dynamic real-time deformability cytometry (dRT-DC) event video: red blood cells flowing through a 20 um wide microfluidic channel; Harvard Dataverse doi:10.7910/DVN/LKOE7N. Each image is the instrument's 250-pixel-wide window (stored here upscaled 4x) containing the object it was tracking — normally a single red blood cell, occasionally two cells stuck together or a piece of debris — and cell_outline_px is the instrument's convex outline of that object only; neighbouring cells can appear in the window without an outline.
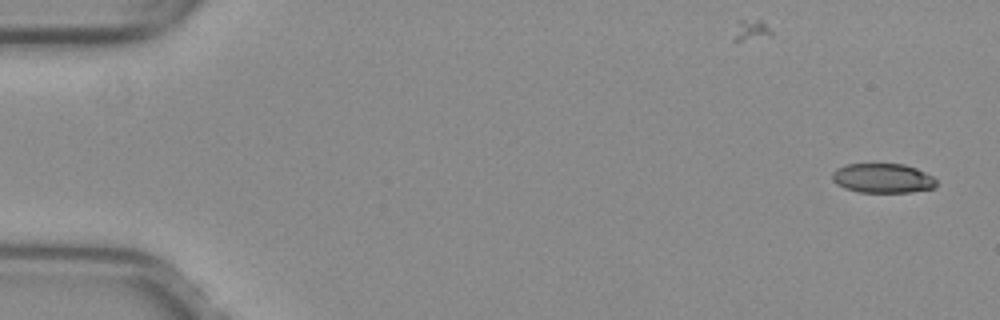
{"species": "common noctule bat (a hibernating species)", "species_latin": "Nyctalus noctula", "temperature_condition": "warm", "stored_images_in_passage": 51, "camera_frame_rate_fps": 3000, "um_per_image_px": 0.085, "animal": {"sex": "female", "body_mass_g": 29.2, "forearm_length_mm": 56.3}, "frame": {"image": 1, "passage_image": 1, "time_ms": 0.0, "image_size_px": [1000, 320], "cell_outline_px": [[936, 188], [908, 192], [860, 192], [844, 188], [836, 184], [832, 180], [832, 172], [836, 168], [848, 164], [904, 164], [916, 168], [932, 176], [936, 180]], "centroid_in_image_um": [75.01, 15.15], "position_along_channel_um": 10.0, "area_um2": 17.92}}
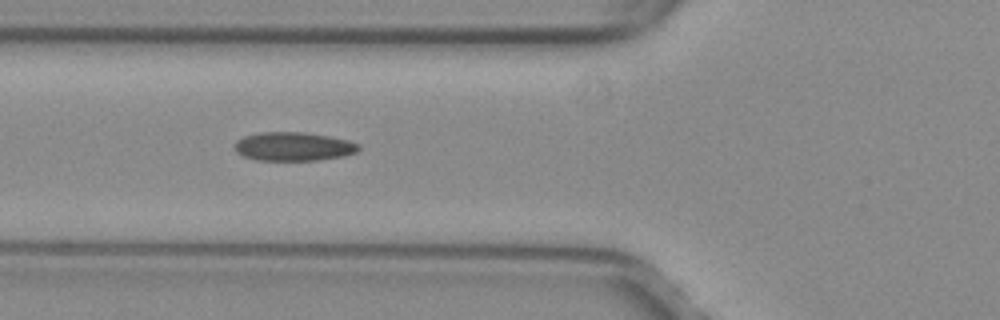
{"frame": {"image": 2, "passage_image": 19, "time_ms": 6.0, "image_size_px": [1000, 320], "cell_outline_px": [[360, 148], [356, 152], [344, 156], [316, 160], [256, 160], [244, 156], [236, 152], [236, 140], [244, 136], [260, 132], [304, 132], [328, 136], [348, 140], [360, 144]], "centroid_in_image_um": [24.95, 12.45], "position_along_channel_um": 100.8, "area_um2": 20.69}}
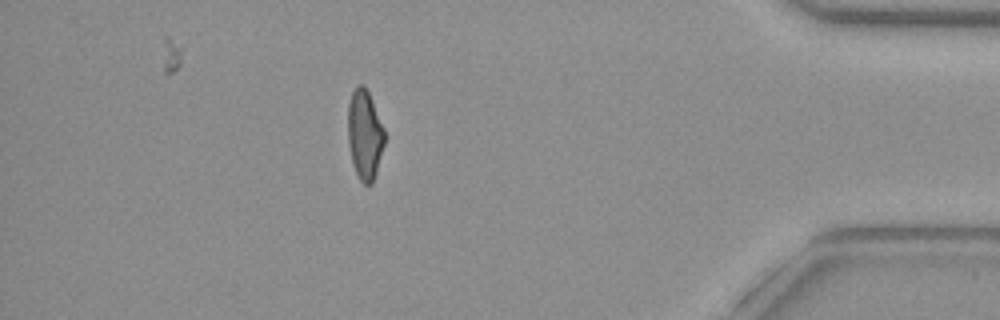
{"frame": {"image": 3, "passage_image": 45, "time_ms": 14.667, "image_size_px": [1000, 320], "cell_outline_px": [[384, 144], [376, 172], [372, 184], [364, 184], [360, 180], [352, 164], [348, 144], [348, 104], [352, 92], [356, 84], [364, 84], [372, 100], [384, 128]], "centroid_in_image_um": [30.98, 11.42], "position_along_channel_um": 404.2, "area_um2": 19.13}, "authors_computed_cell_mechanics": {"area_um2": 19.941, "velocity_mm_per_s": 4.0167, "shape_relaxation_time_tau1_ms": null, "shape_relaxation_time_tau2_ms": 1.7339, "deformation_change_tau1": null, "deformation_change_tau2": 0.0795}}